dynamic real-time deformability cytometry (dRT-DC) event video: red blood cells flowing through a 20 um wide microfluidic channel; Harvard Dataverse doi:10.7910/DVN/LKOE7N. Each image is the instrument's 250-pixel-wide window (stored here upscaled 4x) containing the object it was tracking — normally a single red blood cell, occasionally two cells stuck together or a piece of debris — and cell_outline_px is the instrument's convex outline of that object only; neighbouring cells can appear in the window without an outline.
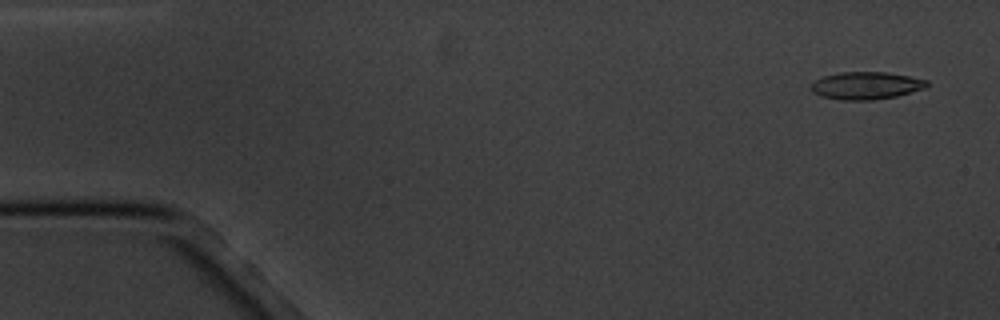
{"species": "common noctule bat (a hibernating species)", "species_latin": "Nyctalus noctula", "temperature_condition": "cold", "stored_images_in_passage": 5, "camera_frame_rate_fps": 3000, "um_per_image_px": 0.085, "animal": {"sex": "male", "body_mass_g": 20.1, "forearm_length_mm": 53.5}, "frame": {"image": 1, "passage_image": 1, "time_ms": 0.0, "image_size_px": [1000, 320], "cell_outline_px": [[928, 84], [924, 88], [896, 96], [872, 100], [840, 100], [820, 96], [812, 92], [812, 84], [816, 80], [824, 76], [840, 72], [884, 72], [908, 76], [928, 80]], "centroid_in_image_um": [73.6, 7.28], "position_along_channel_um": 11.4, "area_um2": 18.38}}
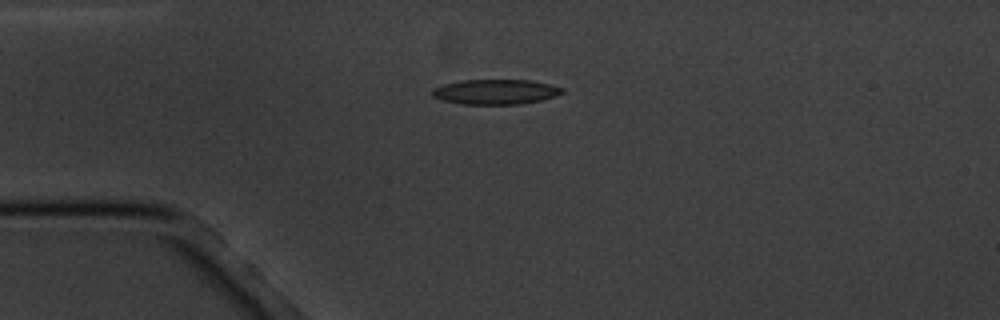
{"frame": {"image": 2, "passage_image": 4, "time_ms": 3.667, "image_size_px": [1000, 320], "cell_outline_px": [[564, 92], [556, 96], [540, 100], [520, 104], [460, 104], [440, 100], [432, 96], [432, 88], [444, 84], [464, 80], [532, 80], [564, 88]], "centroid_in_image_um": [42.1, 7.81], "position_along_channel_um": 42.9, "area_um2": 18.96}}